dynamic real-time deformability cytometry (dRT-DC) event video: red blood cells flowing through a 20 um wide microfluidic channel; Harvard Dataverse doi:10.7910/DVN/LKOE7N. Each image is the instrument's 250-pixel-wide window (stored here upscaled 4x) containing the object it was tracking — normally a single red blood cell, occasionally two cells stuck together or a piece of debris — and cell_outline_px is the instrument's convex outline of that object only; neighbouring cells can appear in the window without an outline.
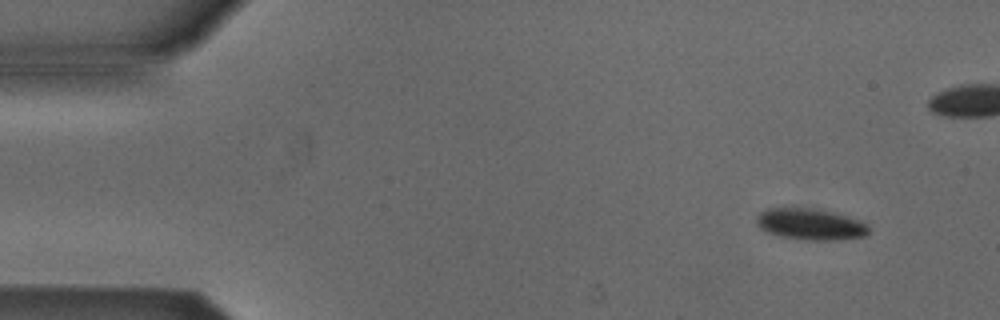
{"species": "Egyptian fruit bat (a non-hibernating species)", "species_latin": "Rousettus aegyptiacus", "temperature_condition": "cold", "stored_images_in_passage": 5, "camera_frame_rate_fps": 3000, "um_per_image_px": 0.085, "animal": {"sex": "male"}, "frame": {"image": 1, "passage_image": 1, "time_ms": 0.0, "image_size_px": [1000, 320], "cell_outline_px": [[868, 232], [864, 236], [840, 240], [800, 240], [780, 236], [764, 232], [756, 224], [756, 216], [760, 212], [768, 208], [808, 208], [832, 212], [848, 216], [860, 220], [868, 224]], "centroid_in_image_um": [68.85, 19.07], "position_along_channel_um": 16.1, "area_um2": 20.69}}